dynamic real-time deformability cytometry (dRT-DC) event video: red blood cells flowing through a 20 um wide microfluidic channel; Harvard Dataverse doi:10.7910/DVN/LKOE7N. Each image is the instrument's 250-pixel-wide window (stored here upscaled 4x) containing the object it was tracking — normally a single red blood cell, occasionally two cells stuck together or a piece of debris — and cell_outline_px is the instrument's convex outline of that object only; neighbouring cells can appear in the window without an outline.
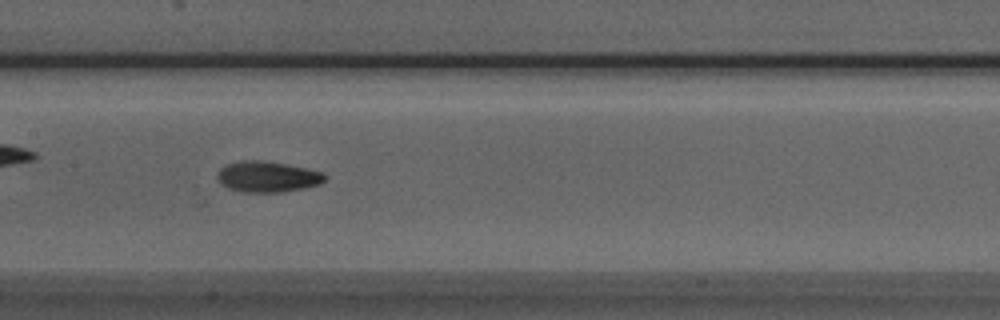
{"species": "Egyptian fruit bat (a non-hibernating species)", "species_latin": "Rousettus aegyptiacus", "temperature_condition": "room temperature", "stored_images_in_passage": 49, "camera_frame_rate_fps": 3000, "um_per_image_px": 0.085, "animal": {"sex": "male"}, "frame": {"image": 1, "passage_image": 22, "time_ms": 7.0, "image_size_px": [1000, 320], "cell_outline_px": [[328, 176], [320, 184], [304, 188], [280, 192], [244, 192], [228, 188], [220, 184], [216, 176], [216, 172], [220, 168], [228, 164], [240, 160], [264, 160], [308, 168], [324, 172]], "centroid_in_image_um": [22.73, 15.01], "position_along_channel_um": 184.7, "area_um2": 19.59}}
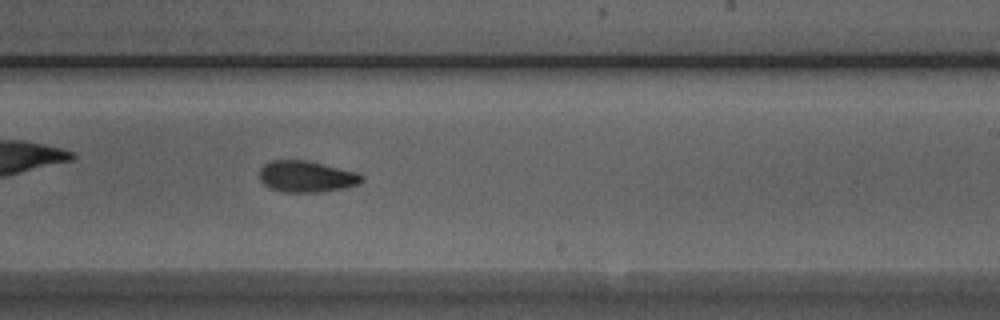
{"frame": {"image": 2, "passage_image": 28, "time_ms": 9.0, "image_size_px": [1000, 320], "cell_outline_px": [[364, 180], [356, 184], [340, 188], [316, 192], [284, 192], [272, 188], [264, 184], [260, 180], [260, 168], [264, 164], [272, 160], [308, 160], [356, 172], [364, 176]], "centroid_in_image_um": [26.02, 14.99], "position_along_channel_um": 263.0, "area_um2": 18.44}}
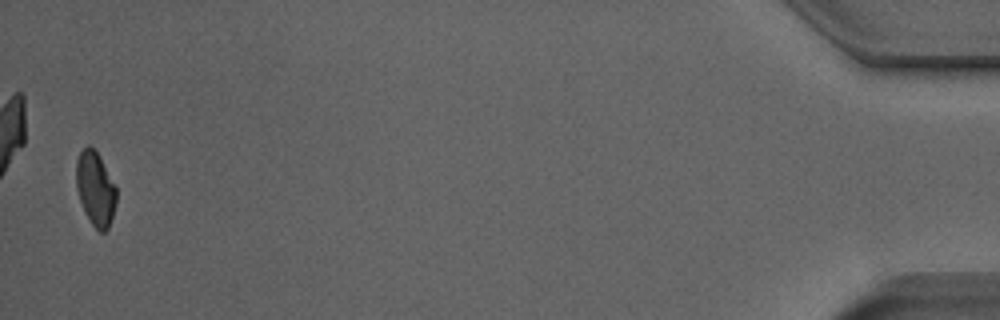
{"frame": {"image": 3, "passage_image": 48, "time_ms": 15.667, "image_size_px": [1000, 320], "cell_outline_px": [[116, 200], [112, 216], [108, 228], [104, 232], [100, 232], [92, 224], [84, 212], [76, 188], [76, 160], [80, 152], [88, 144], [100, 156], [116, 188]], "centroid_in_image_um": [8.09, 16.03], "position_along_channel_um": 427.1, "area_um2": 17.17}, "authors_computed_cell_mechanics": {"area_um2": 18.4382, "velocity_mm_per_s": 3.9347, "shape_relaxation_time_tau1_ms": 4.7635, "shape_relaxation_time_tau2_ms": 4.5713, "deformation_change_tau1": 0.1244, "deformation_change_tau2": 0.0992}}